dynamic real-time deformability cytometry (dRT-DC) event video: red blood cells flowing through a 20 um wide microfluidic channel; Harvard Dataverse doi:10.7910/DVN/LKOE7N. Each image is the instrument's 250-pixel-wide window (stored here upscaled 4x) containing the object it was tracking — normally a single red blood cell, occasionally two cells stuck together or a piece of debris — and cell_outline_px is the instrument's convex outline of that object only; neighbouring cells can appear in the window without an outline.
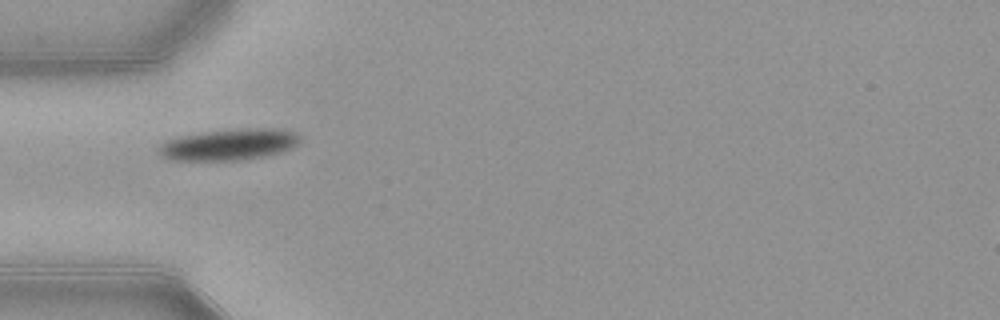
{"species": "common noctule bat (a hibernating species)", "species_latin": "Nyctalus noctula", "temperature_condition": "warm", "stored_images_in_passage": 37, "camera_frame_rate_fps": 3000, "um_per_image_px": 0.085, "animal": {"sex": "female", "body_mass_g": 21.9}, "frame": {"image": 1, "passage_image": 1, "time_ms": 0.0, "image_size_px": [1000, 320], "cell_outline_px": [[300, 144], [284, 152], [264, 156], [240, 160], [172, 160], [156, 152], [156, 148], [160, 144], [168, 140], [180, 136], [204, 132], [244, 128], [280, 128], [296, 132], [300, 136]], "centroid_in_image_um": [19.52, 12.28], "position_along_channel_um": 65.5, "area_um2": 26.01}}
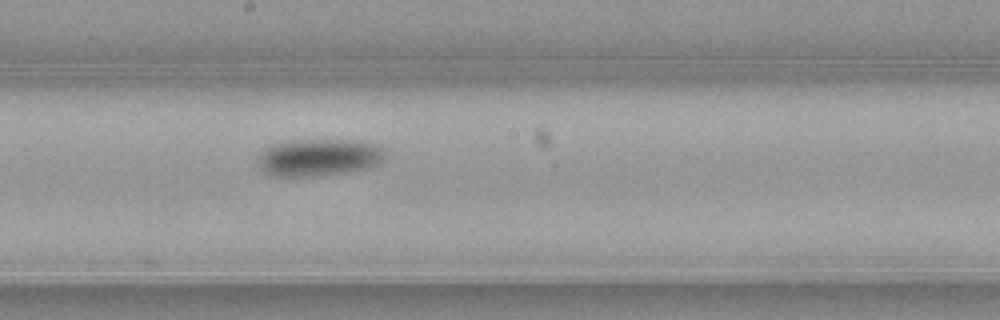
{"frame": {"image": 2, "passage_image": 13, "time_ms": 4.0, "image_size_px": [1000, 320], "cell_outline_px": [[384, 156], [376, 164], [368, 168], [320, 176], [276, 176], [264, 172], [256, 164], [256, 156], [264, 148], [272, 144], [292, 140], [360, 140], [384, 148]], "centroid_in_image_um": [27.02, 13.37], "position_along_channel_um": 221.2, "area_um2": 27.74}}
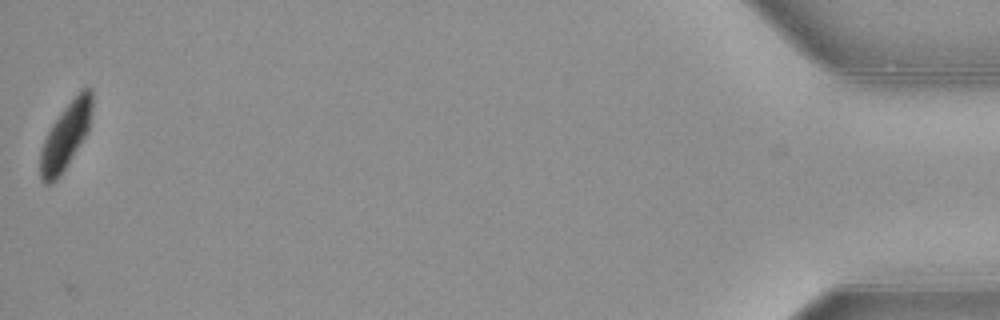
{"frame": {"image": 3, "passage_image": 37, "time_ms": 12.0, "image_size_px": [1000, 320], "cell_outline_px": [[92, 104], [88, 132], [60, 176], [56, 180], [48, 184], [44, 184], [40, 180], [40, 152], [44, 140], [52, 124], [60, 112], [80, 88], [92, 88]], "centroid_in_image_um": [5.58, 11.54], "position_along_channel_um": 429.6, "area_um2": 20.06}, "authors_computed_cell_mechanics": {"area_um2": 26.01, "velocity_mm_per_s": 3.877, "shape_relaxation_time_tau1_ms": 3.8856, "shape_relaxation_time_tau2_ms": null, "deformation_change_tau1": 0.1185, "deformation_change_tau2": null}}